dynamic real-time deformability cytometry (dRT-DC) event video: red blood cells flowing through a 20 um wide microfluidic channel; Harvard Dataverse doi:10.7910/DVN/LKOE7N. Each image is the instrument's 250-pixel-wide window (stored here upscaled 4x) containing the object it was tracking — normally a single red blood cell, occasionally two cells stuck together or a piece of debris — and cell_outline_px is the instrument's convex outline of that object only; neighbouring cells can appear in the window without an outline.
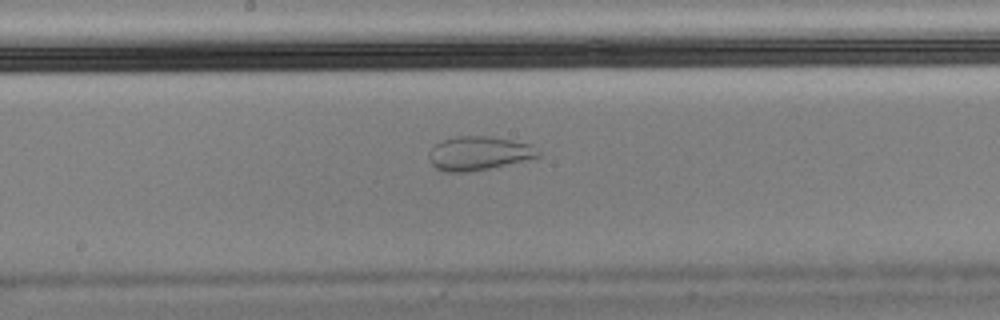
{"species": "Egyptian fruit bat (a non-hibernating species)", "species_latin": "Rousettus aegyptiacus", "temperature_condition": "cold", "stored_images_in_passage": 57, "camera_frame_rate_fps": 3000, "um_per_image_px": 0.085, "animal": {"sex": "male"}, "frame": {"image": 1, "passage_image": 30, "time_ms": 9.667, "image_size_px": [1000, 320], "cell_outline_px": [[540, 156], [524, 160], [488, 168], [468, 172], [444, 172], [436, 168], [428, 160], [428, 152], [436, 144], [444, 140], [456, 136], [492, 136], [532, 144], [540, 152]], "centroid_in_image_um": [40.67, 13.02], "position_along_channel_um": 207.5, "area_um2": 21.5}}
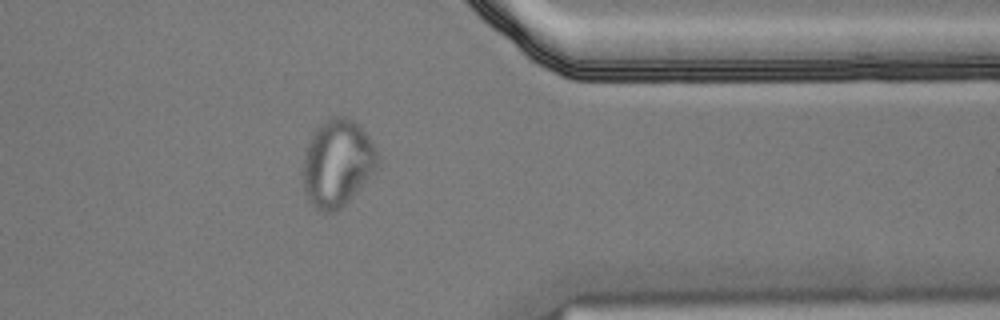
{"frame": {"image": 2, "passage_image": 46, "time_ms": 15.0, "image_size_px": [1000, 320], "cell_outline_px": [[380, 164], [348, 200], [336, 212], [320, 212], [308, 200], [304, 188], [304, 152], [312, 132], [320, 124], [332, 116], [344, 116], [352, 120], [368, 136], [376, 148], [380, 156]], "centroid_in_image_um": [28.67, 13.85], "position_along_channel_um": 382.7, "area_um2": 37.63}}